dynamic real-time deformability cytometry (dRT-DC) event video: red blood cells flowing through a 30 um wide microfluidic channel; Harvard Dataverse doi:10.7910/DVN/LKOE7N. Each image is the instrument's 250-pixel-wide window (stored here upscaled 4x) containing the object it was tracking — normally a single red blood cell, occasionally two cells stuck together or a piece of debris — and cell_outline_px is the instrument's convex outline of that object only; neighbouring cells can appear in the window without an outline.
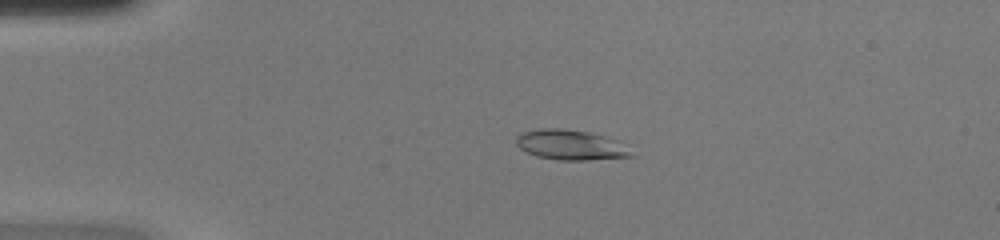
{"species": "common noctule bat (a hibernating species)", "species_latin": "Nyctalus noctula", "temperature_condition": "warm", "stored_images_in_passage": 48, "camera_frame_rate_fps": 3000, "um_per_image_px": 0.085, "animal": {"sex": "female", "body_mass_g": 20.0, "forearm_length_mm": 54.0}, "frame": {"image": 1, "passage_image": 11, "time_ms": 3.333, "image_size_px": [1000, 240], "cell_outline_px": [[636, 156], [584, 160], [560, 160], [536, 156], [520, 148], [516, 144], [516, 136], [524, 132], [540, 128], [564, 128], [588, 132], [604, 136], [628, 144]], "centroid_in_image_um": [48.56, 12.31], "position_along_channel_um": 36.4, "area_um2": 20.35}}
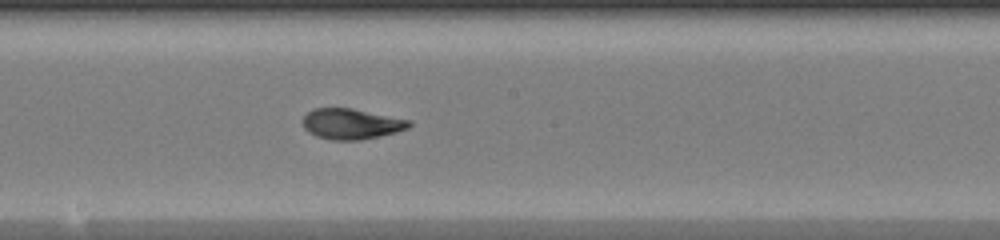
{"frame": {"image": 2, "passage_image": 27, "time_ms": 8.667, "image_size_px": [1000, 240], "cell_outline_px": [[412, 124], [408, 128], [396, 132], [380, 136], [360, 140], [332, 140], [316, 136], [308, 132], [304, 128], [304, 116], [312, 108], [352, 108], [412, 120]], "centroid_in_image_um": [29.88, 10.53], "position_along_channel_um": 218.3, "area_um2": 19.02}}
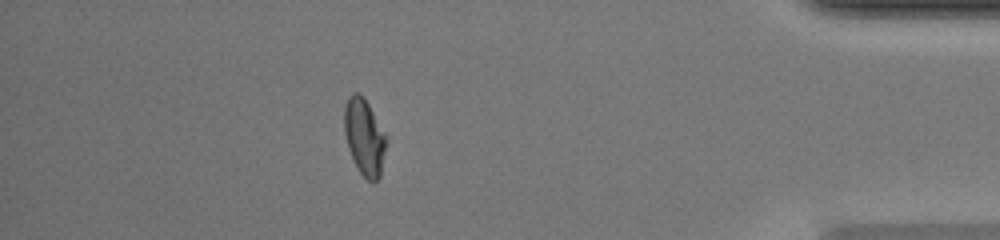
{"frame": {"image": 3, "passage_image": 43, "time_ms": 14.0, "image_size_px": [1000, 240], "cell_outline_px": [[388, 136], [380, 176], [372, 184], [360, 172], [348, 148], [344, 132], [344, 108], [348, 96], [352, 92], [360, 92], [364, 96]], "centroid_in_image_um": [30.98, 11.59], "position_along_channel_um": 404.2, "area_um2": 18.96}, "authors_computed_cell_mechanics": {"area_um2": 18.9873, "velocity_mm_per_s": 4.2723, "shape_relaxation_time_tau1_ms": 5.5781, "shape_relaxation_time_tau2_ms": 0.9591, "deformation_change_tau1": 0.2663, "deformation_change_tau2": 0.0692}}